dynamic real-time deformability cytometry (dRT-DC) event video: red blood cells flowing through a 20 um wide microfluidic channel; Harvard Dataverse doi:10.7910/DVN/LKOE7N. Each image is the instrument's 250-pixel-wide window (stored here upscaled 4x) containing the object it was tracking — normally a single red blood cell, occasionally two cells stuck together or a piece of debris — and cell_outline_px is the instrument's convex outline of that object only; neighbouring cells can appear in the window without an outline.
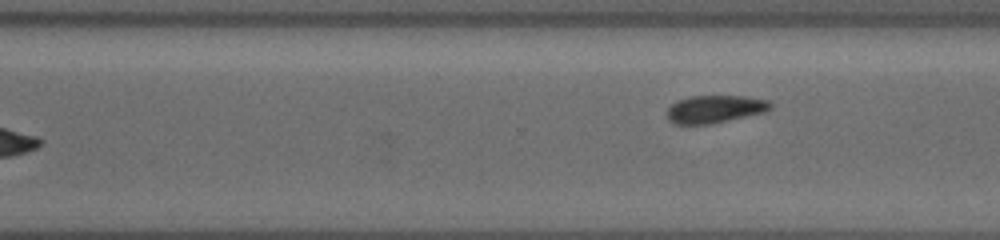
{"species": "common noctule bat (a hibernating species)", "species_latin": "Nyctalus noctula", "temperature_condition": "cold", "stored_images_in_passage": 19, "segment_of_instrument_passage": [2, 2], "camera_frame_rate_fps": 3000, "um_per_image_px": 0.085, "animal": {"sex": "female", "body_mass_g": 19.5, "forearm_length_mm": 54.1}, "frame": {"image": 1, "passage_image": 19, "time_ms": 12.0, "image_size_px": [1000, 240], "cell_outline_px": [[772, 108], [764, 112], [708, 124], [676, 124], [668, 120], [668, 108], [676, 100], [692, 96], [744, 96], [768, 100], [772, 104]], "centroid_in_image_um": [60.76, 9.26], "position_along_channel_um": 309.8, "area_um2": 16.47}}